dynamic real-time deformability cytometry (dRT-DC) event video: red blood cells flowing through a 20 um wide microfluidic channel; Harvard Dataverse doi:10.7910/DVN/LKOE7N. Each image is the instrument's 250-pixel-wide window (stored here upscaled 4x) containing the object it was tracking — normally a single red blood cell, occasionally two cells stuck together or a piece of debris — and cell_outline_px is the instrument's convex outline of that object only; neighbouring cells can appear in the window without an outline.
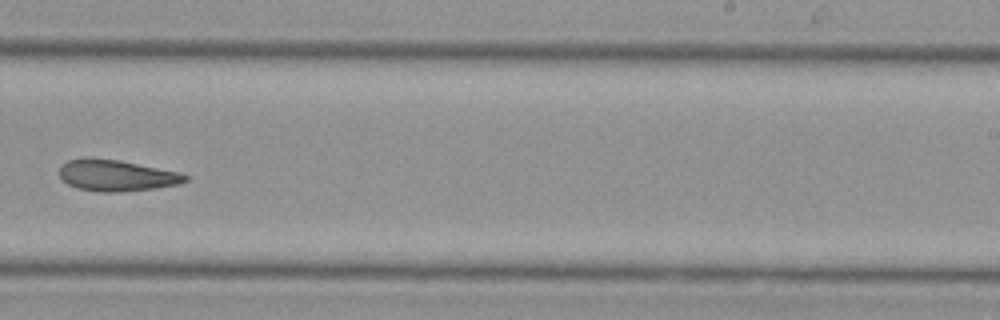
{"species": "Egyptian fruit bat (a non-hibernating species)", "species_latin": "Rousettus aegyptiacus", "temperature_condition": "cold", "stored_images_in_passage": 31, "camera_frame_rate_fps": 3000, "um_per_image_px": 0.085, "animal": {"sex": "female"}, "frame": {"image": 1, "passage_image": 18, "time_ms": 5.667, "image_size_px": [1000, 320], "cell_outline_px": [[188, 180], [180, 184], [156, 188], [120, 192], [100, 192], [76, 188], [68, 184], [60, 176], [60, 168], [68, 160], [88, 156], [92, 156], [120, 160], [180, 172], [188, 176]], "centroid_in_image_um": [9.91, 14.9], "position_along_channel_um": 279.1, "area_um2": 23.24}}
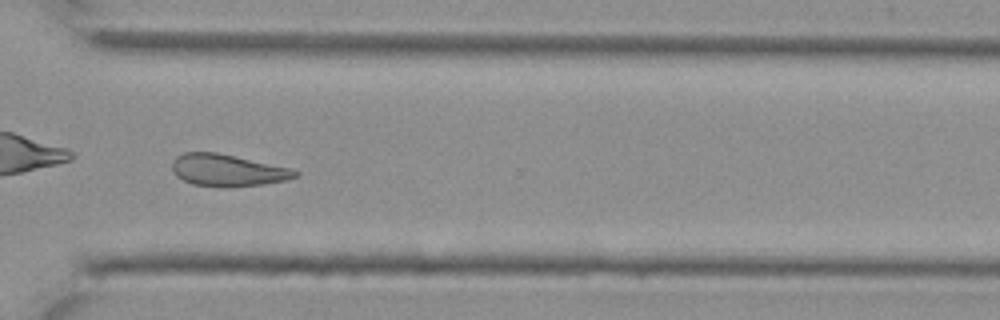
{"frame": {"image": 2, "passage_image": 22, "time_ms": 7.0, "image_size_px": [1000, 320], "cell_outline_px": [[300, 172], [296, 176], [284, 180], [264, 184], [228, 188], [224, 188], [192, 184], [176, 176], [172, 172], [172, 160], [176, 156], [184, 152], [216, 152], [292, 168]], "centroid_in_image_um": [19.31, 14.48], "position_along_channel_um": 351.3, "area_um2": 23.12}}